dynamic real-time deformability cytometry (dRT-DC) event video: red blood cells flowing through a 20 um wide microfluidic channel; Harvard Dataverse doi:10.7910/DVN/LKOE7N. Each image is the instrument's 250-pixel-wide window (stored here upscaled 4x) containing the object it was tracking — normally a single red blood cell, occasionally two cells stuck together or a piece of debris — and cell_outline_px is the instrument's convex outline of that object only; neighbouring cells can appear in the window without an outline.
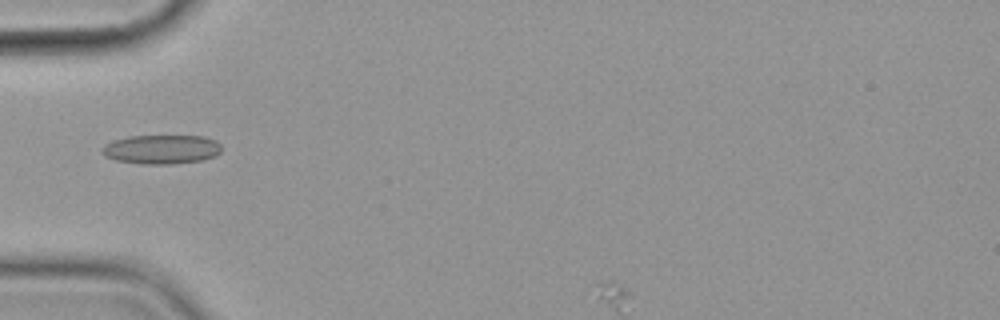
{"species": "common noctule bat (a hibernating species)", "species_latin": "Nyctalus noctula", "temperature_condition": "cold", "stored_images_in_passage": 14, "camera_frame_rate_fps": 3000, "um_per_image_px": 0.085, "animal": {"sex": "female", "body_mass_g": 19.9}, "frame": {"image": 1, "passage_image": 5, "time_ms": 5.333, "image_size_px": [1000, 320], "cell_outline_px": [[220, 152], [216, 156], [204, 160], [172, 164], [140, 164], [116, 160], [104, 156], [100, 152], [100, 148], [104, 144], [112, 140], [128, 136], [204, 136], [216, 140], [220, 144]], "centroid_in_image_um": [13.69, 12.69], "position_along_channel_um": 71.3, "area_um2": 20.63}}
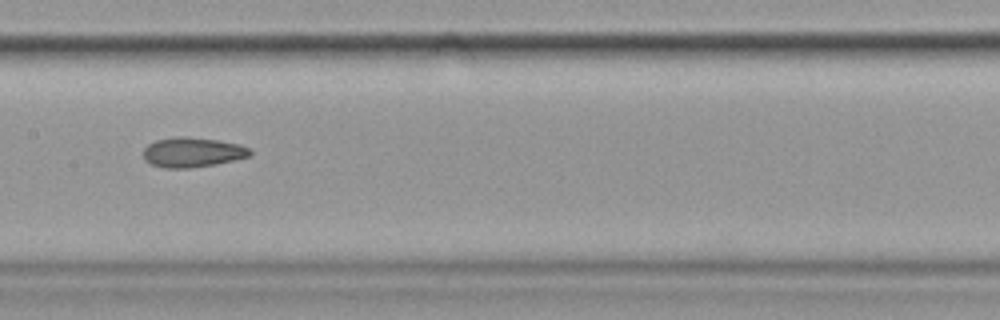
{"frame": {"image": 2, "passage_image": 8, "time_ms": 8.667, "image_size_px": [1000, 320], "cell_outline_px": [[252, 152], [248, 156], [216, 164], [192, 168], [164, 168], [152, 164], [144, 160], [144, 148], [148, 144], [156, 140], [176, 136], [188, 136], [216, 140], [240, 144], [248, 148]], "centroid_in_image_um": [16.32, 12.94], "position_along_channel_um": 191.1, "area_um2": 18.5}}
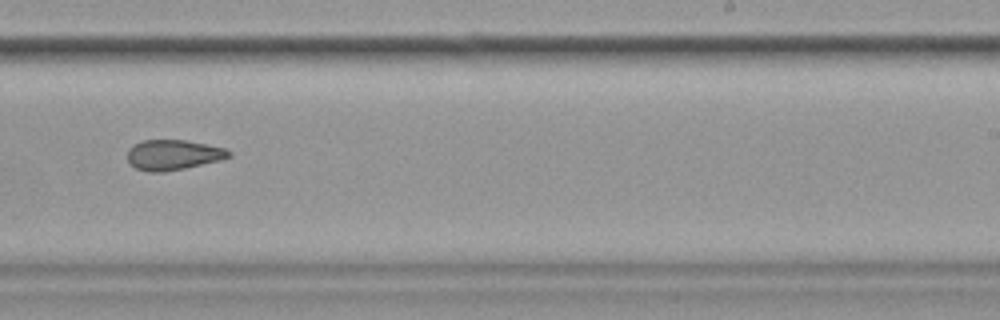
{"frame": {"image": 3, "passage_image": 10, "time_ms": 11.0, "image_size_px": [1000, 320], "cell_outline_px": [[232, 156], [220, 160], [184, 168], [164, 172], [148, 172], [136, 168], [128, 160], [128, 148], [132, 144], [144, 140], [184, 140], [228, 148], [232, 152]], "centroid_in_image_um": [14.74, 13.15], "position_along_channel_um": 274.3, "area_um2": 17.92}}